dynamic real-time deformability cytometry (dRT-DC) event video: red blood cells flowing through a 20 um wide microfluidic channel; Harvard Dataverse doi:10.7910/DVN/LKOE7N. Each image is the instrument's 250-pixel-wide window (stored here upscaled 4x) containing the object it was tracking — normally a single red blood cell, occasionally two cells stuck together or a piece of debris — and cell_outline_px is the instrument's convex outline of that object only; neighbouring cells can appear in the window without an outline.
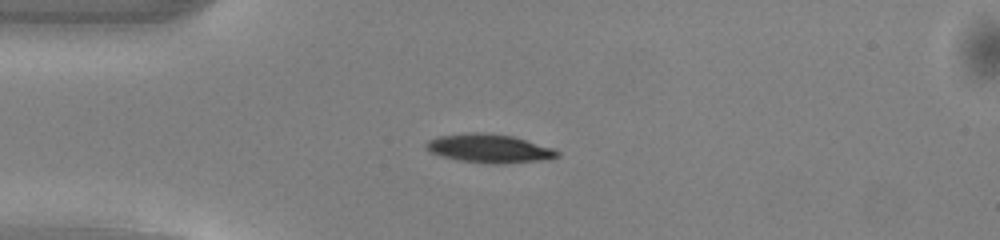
{"species": "common noctule bat (a hibernating species)", "species_latin": "Nyctalus noctula", "temperature_condition": "warm", "stored_images_in_passage": 38, "camera_frame_rate_fps": 3000, "um_per_image_px": 0.085, "animal": {"sex": "male", "body_mass_g": 13.0, "forearm_length_mm": 53.1}, "frame": {"image": 1, "passage_image": 1, "time_ms": 0.0, "image_size_px": [1000, 240], "cell_outline_px": [[560, 156], [548, 160], [508, 164], [484, 164], [456, 160], [432, 152], [424, 148], [424, 144], [428, 140], [440, 136], [472, 132], [476, 132], [512, 136], [552, 148], [560, 152]], "centroid_in_image_um": [41.61, 12.65], "position_along_channel_um": 43.4, "area_um2": 22.02}}
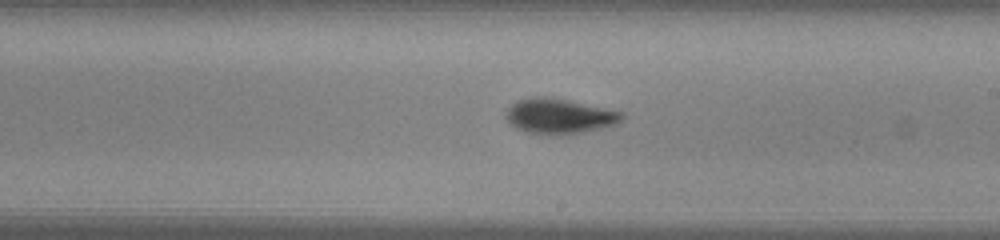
{"frame": {"image": 2, "passage_image": 17, "time_ms": 5.333, "image_size_px": [1000, 240], "cell_outline_px": [[624, 116], [616, 124], [600, 128], [560, 136], [524, 132], [516, 128], [504, 116], [508, 108], [512, 104], [520, 100], [536, 96], [548, 96], [624, 112]], "centroid_in_image_um": [47.52, 9.88], "position_along_channel_um": 241.5, "area_um2": 23.64}}
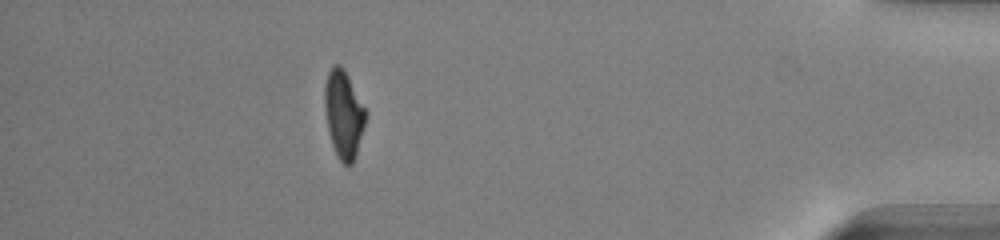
{"frame": {"image": 3, "passage_image": 33, "time_ms": 10.667, "image_size_px": [1000, 240], "cell_outline_px": [[364, 124], [356, 156], [352, 164], [344, 164], [336, 156], [332, 144], [328, 128], [324, 104], [324, 88], [328, 72], [332, 64], [340, 64], [344, 68], [364, 108]], "centroid_in_image_um": [29.17, 9.7], "position_along_channel_um": 406.0, "area_um2": 20.46}, "authors_computed_cell_mechanics": {"area_um2": 21.9929, "velocity_mm_per_s": 4.1079, "shape_relaxation_time_tau1_ms": 2.6879, "shape_relaxation_time_tau2_ms": 2.0849, "deformation_change_tau1": 0.1519, "deformation_change_tau2": 0.0853}}